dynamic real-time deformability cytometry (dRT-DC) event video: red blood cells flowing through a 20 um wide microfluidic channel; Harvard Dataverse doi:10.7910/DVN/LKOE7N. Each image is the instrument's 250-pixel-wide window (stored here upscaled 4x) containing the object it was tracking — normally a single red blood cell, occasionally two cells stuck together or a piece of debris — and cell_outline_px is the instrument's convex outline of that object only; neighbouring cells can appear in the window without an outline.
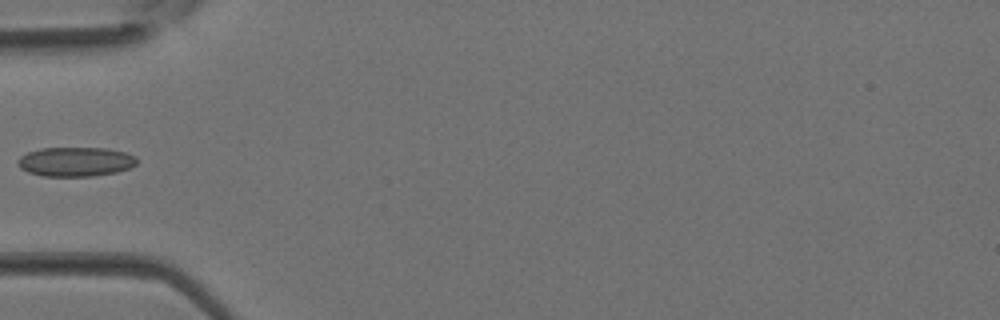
{"species": "Egyptian fruit bat (a non-hibernating species)", "species_latin": "Rousettus aegyptiacus", "temperature_condition": "room temperature", "stored_images_in_passage": 3, "camera_frame_rate_fps": 3000, "um_per_image_px": 0.085, "animal": {"sex": "female"}, "frame": {"image": 1, "passage_image": 3, "time_ms": 0.667, "image_size_px": [1000, 320], "cell_outline_px": [[136, 164], [128, 168], [116, 172], [92, 176], [44, 176], [28, 172], [20, 168], [16, 160], [20, 156], [28, 152], [40, 148], [108, 148], [124, 152], [136, 156]], "centroid_in_image_um": [6.4, 13.74], "position_along_channel_um": 78.6, "area_um2": 20.35}}